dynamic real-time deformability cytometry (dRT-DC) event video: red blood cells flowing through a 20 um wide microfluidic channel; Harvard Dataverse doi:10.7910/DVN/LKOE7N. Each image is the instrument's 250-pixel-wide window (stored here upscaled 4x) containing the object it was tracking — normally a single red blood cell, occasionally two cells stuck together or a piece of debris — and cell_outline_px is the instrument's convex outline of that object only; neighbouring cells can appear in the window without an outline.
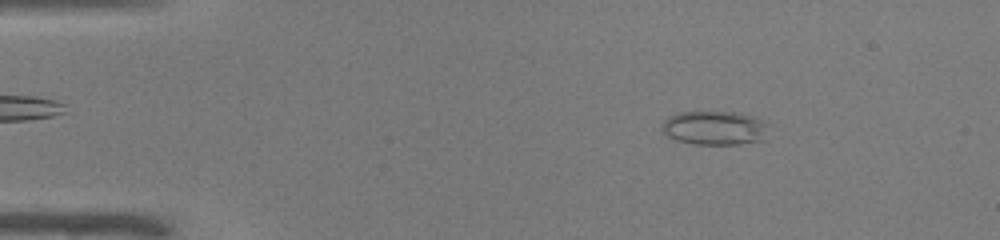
{"species": "common noctule bat (a hibernating species)", "species_latin": "Nyctalus noctula", "temperature_condition": "warm", "stored_images_in_passage": 50, "camera_frame_rate_fps": 3000, "um_per_image_px": 0.085, "animal": {"sex": "male", "body_mass_g": 19.0, "forearm_length_mm": 50.8}, "frame": {"image": 1, "passage_image": 7, "time_ms": 2.0, "image_size_px": [1000, 240], "cell_outline_px": [[768, 124], [764, 140], [740, 144], [692, 144], [676, 140], [668, 136], [660, 128], [664, 120], [668, 116], [676, 112], [740, 112], [760, 120]], "centroid_in_image_um": [60.71, 10.87], "position_along_channel_um": 24.3, "area_um2": 21.21}}
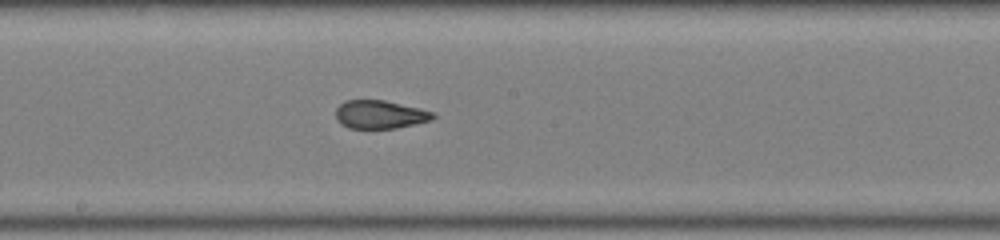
{"frame": {"image": 2, "passage_image": 27, "time_ms": 8.667, "image_size_px": [1000, 240], "cell_outline_px": [[436, 116], [432, 120], [416, 124], [396, 128], [348, 128], [340, 124], [336, 120], [336, 108], [344, 100], [384, 100], [420, 108], [436, 112]], "centroid_in_image_um": [32.31, 9.73], "position_along_channel_um": 215.9, "area_um2": 16.24}}
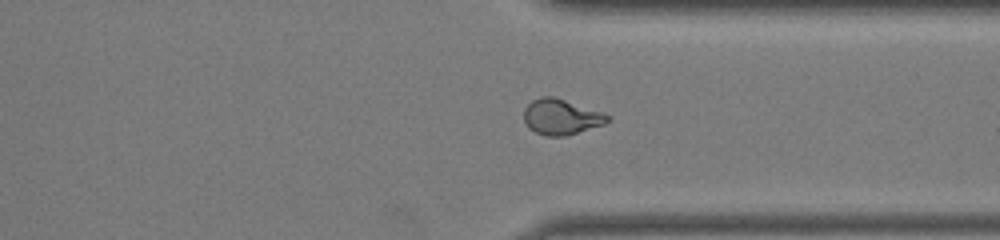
{"frame": {"image": 3, "passage_image": 38, "time_ms": 12.333, "image_size_px": [1000, 240], "cell_outline_px": [[612, 120], [604, 124], [564, 136], [544, 136], [528, 128], [524, 120], [524, 108], [532, 100], [540, 96], [556, 96], [600, 112], [608, 116]], "centroid_in_image_um": [47.66, 9.92], "position_along_channel_um": 363.7, "area_um2": 17.28}, "authors_computed_cell_mechanics": {"area_um2": 17.9758, "velocity_mm_per_s": 4.0086, "shape_relaxation_time_tau1_ms": null, "shape_relaxation_time_tau2_ms": 0.8629, "deformation_change_tau1": null, "deformation_change_tau2": 0.0685}}